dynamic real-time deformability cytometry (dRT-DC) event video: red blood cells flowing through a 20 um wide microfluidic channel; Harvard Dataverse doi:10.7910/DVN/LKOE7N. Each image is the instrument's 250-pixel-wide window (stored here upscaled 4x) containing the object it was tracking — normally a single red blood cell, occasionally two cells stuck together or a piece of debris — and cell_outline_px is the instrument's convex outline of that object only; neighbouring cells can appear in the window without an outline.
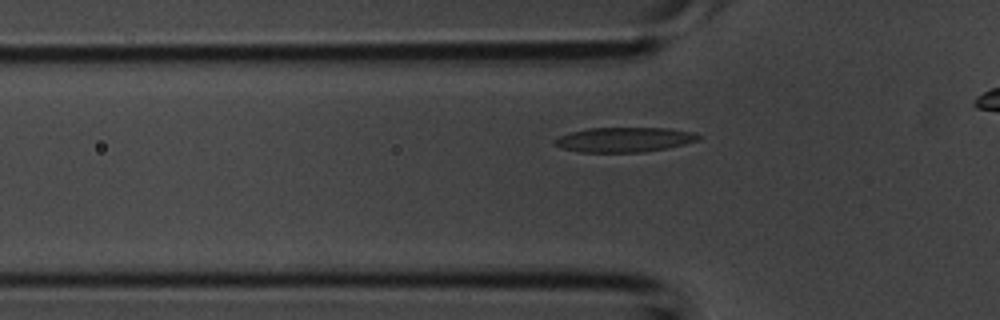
{"species": "common noctule bat (a hibernating species)", "species_latin": "Nyctalus noctula", "temperature_condition": "room temperature", "stored_images_in_passage": 23, "camera_frame_rate_fps": 3000, "um_per_image_px": 0.085, "animal": {"sex": "male", "body_mass_g": 20.1, "forearm_length_mm": 53.5}, "frame": {"image": 1, "passage_image": 2, "time_ms": 0.333, "image_size_px": [1000, 320], "cell_outline_px": [[700, 140], [668, 148], [644, 152], [580, 152], [564, 148], [556, 144], [552, 140], [560, 136], [572, 132], [588, 128], [668, 128], [696, 132], [700, 136]], "centroid_in_image_um": [53.13, 11.87], "position_along_channel_um": 72.7, "area_um2": 20.69}}
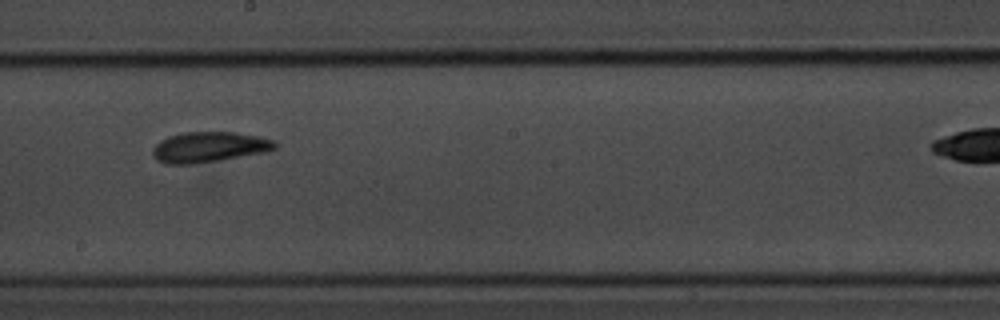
{"frame": {"image": 2, "passage_image": 12, "time_ms": 3.667, "image_size_px": [1000, 320], "cell_outline_px": [[276, 148], [268, 152], [196, 164], [164, 164], [156, 160], [152, 156], [152, 148], [160, 140], [168, 136], [184, 132], [232, 132], [256, 136], [272, 140], [276, 144]], "centroid_in_image_um": [17.72, 12.51], "position_along_channel_um": 230.5, "area_um2": 21.85}}
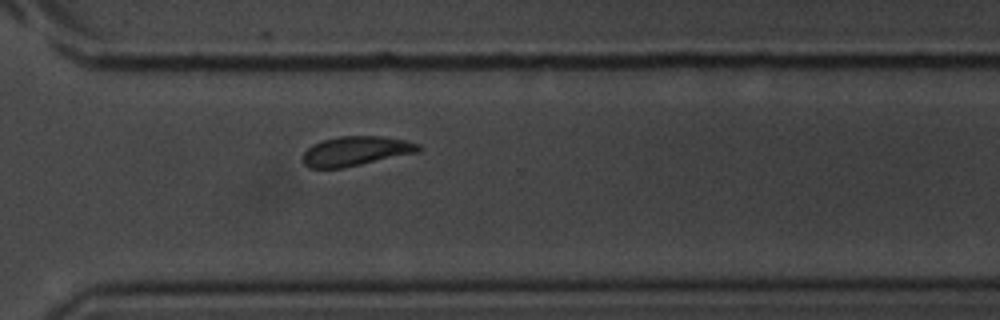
{"frame": {"image": 3, "passage_image": 19, "time_ms": 6.0, "image_size_px": [1000, 320], "cell_outline_px": [[424, 148], [420, 152], [344, 168], [308, 168], [304, 164], [304, 152], [312, 144], [320, 140], [340, 136], [384, 136], [404, 140], [420, 144]], "centroid_in_image_um": [30.29, 12.84], "position_along_channel_um": 340.3, "area_um2": 20.17}}